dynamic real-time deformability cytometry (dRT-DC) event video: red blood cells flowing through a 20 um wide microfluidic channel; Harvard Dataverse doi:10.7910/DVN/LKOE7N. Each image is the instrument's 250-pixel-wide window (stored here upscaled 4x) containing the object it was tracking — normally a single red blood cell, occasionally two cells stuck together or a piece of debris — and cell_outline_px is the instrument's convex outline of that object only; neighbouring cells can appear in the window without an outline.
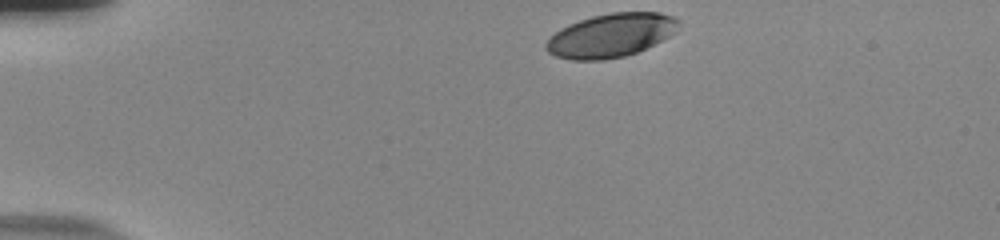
{"species": "human", "species_latin": "Homo sapiens", "temperature_condition": "room temperature", "stored_images_in_passage": 38, "camera_frame_rate_fps": 3000, "um_per_image_px": 0.085, "donor": {"sex": "male"}, "frame": {"image": 1, "passage_image": 1, "time_ms": 0.0, "image_size_px": [1000, 240], "cell_outline_px": [[680, 20], [676, 32], [636, 52], [624, 56], [604, 60], [572, 60], [556, 56], [548, 52], [544, 48], [544, 44], [560, 28], [568, 24], [592, 16], [612, 12], [660, 12], [672, 16]], "centroid_in_image_um": [51.9, 3.0], "position_along_channel_um": 33.1, "area_um2": 33.52}}
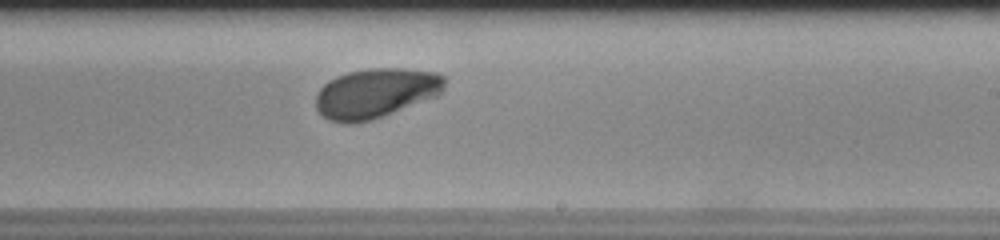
{"frame": {"image": 2, "passage_image": 25, "time_ms": 8.0, "image_size_px": [1000, 240], "cell_outline_px": [[444, 88], [436, 96], [372, 120], [352, 124], [348, 124], [328, 120], [316, 108], [316, 96], [320, 88], [328, 80], [336, 76], [348, 72], [368, 68], [404, 68], [436, 72], [444, 76]], "centroid_in_image_um": [31.91, 7.91], "position_along_channel_um": 257.1, "area_um2": 37.28}}
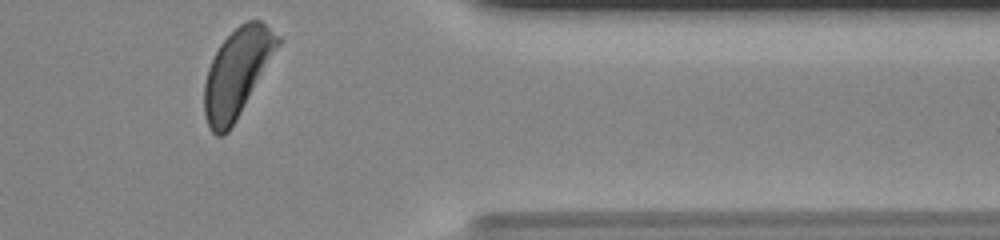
{"frame": {"image": 3, "passage_image": 37, "time_ms": 12.0, "image_size_px": [1000, 240], "cell_outline_px": [[280, 44], [236, 120], [228, 132], [224, 136], [216, 136], [212, 132], [204, 116], [204, 84], [208, 68], [220, 44], [240, 24], [248, 20], [260, 20], [280, 36]], "centroid_in_image_um": [20.13, 6.2], "position_along_channel_um": 391.3, "area_um2": 37.11}, "authors_computed_cell_mechanics": {"area_um2": 36.9342, "velocity_mm_per_s": 3.6734, "shape_relaxation_time_tau1_ms": 1.6852, "shape_relaxation_time_tau2_ms": null, "deformation_change_tau1": 0.1044, "deformation_change_tau2": null}}